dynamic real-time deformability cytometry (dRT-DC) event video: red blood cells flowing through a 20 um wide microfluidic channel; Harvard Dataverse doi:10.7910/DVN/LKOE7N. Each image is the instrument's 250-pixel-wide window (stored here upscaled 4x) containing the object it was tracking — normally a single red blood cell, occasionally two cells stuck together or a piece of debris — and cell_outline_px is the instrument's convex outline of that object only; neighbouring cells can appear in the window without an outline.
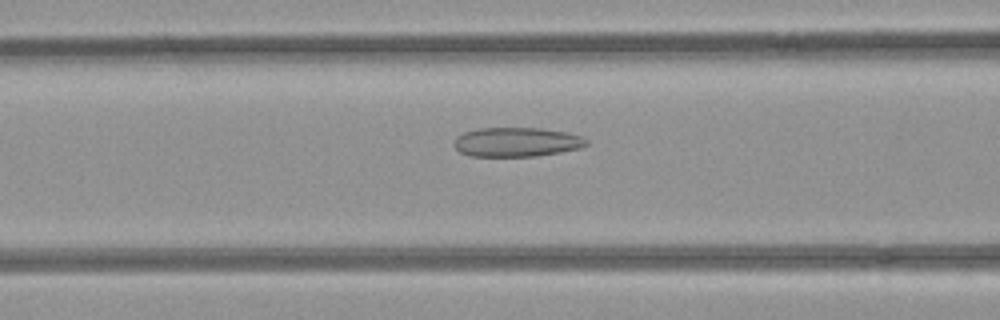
{"species": "common noctule bat (a hibernating species)", "species_latin": "Nyctalus noctula", "temperature_condition": "room temperature", "stored_images_in_passage": 47, "camera_frame_rate_fps": 3000, "um_per_image_px": 0.085, "animal": {"sex": "female", "body_mass_g": 21.9}, "frame": {"image": 1, "passage_image": 21, "time_ms": 6.667, "image_size_px": [1000, 320], "cell_outline_px": [[588, 144], [580, 148], [560, 152], [536, 156], [468, 156], [460, 152], [452, 144], [456, 136], [464, 132], [480, 128], [540, 128], [568, 132], [580, 136], [588, 140]], "centroid_in_image_um": [43.89, 12.07], "position_along_channel_um": 122.7, "area_um2": 22.72}}
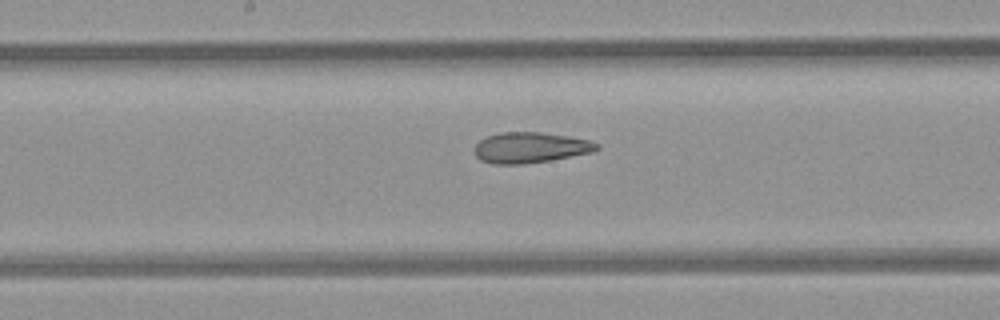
{"frame": {"image": 2, "passage_image": 27, "time_ms": 8.667, "image_size_px": [1000, 320], "cell_outline_px": [[600, 148], [592, 152], [548, 160], [524, 164], [492, 164], [480, 160], [476, 156], [476, 144], [480, 140], [488, 136], [500, 132], [540, 132], [568, 136], [592, 140], [600, 144]], "centroid_in_image_um": [45.1, 12.54], "position_along_channel_um": 203.1, "area_um2": 21.79}}
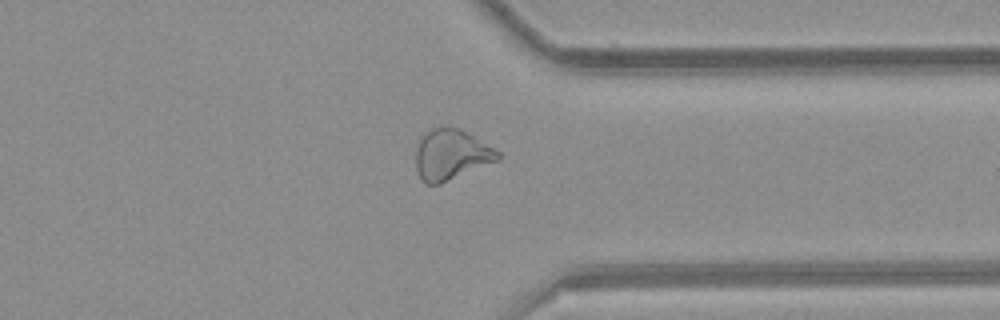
{"frame": {"image": 3, "passage_image": 40, "time_ms": 13.0, "image_size_px": [1000, 320], "cell_outline_px": [[500, 160], [440, 184], [424, 184], [416, 168], [416, 152], [420, 136], [432, 128], [456, 128], [472, 136], [500, 152]], "centroid_in_image_um": [38.33, 13.18], "position_along_channel_um": 373.1, "area_um2": 23.81}, "authors_computed_cell_mechanics": {"area_um2": 24.1604, "velocity_mm_per_s": 3.9959, "shape_relaxation_time_tau1_ms": null, "shape_relaxation_time_tau2_ms": 3.2045, "deformation_change_tau1": null, "deformation_change_tau2": 0.1104}}